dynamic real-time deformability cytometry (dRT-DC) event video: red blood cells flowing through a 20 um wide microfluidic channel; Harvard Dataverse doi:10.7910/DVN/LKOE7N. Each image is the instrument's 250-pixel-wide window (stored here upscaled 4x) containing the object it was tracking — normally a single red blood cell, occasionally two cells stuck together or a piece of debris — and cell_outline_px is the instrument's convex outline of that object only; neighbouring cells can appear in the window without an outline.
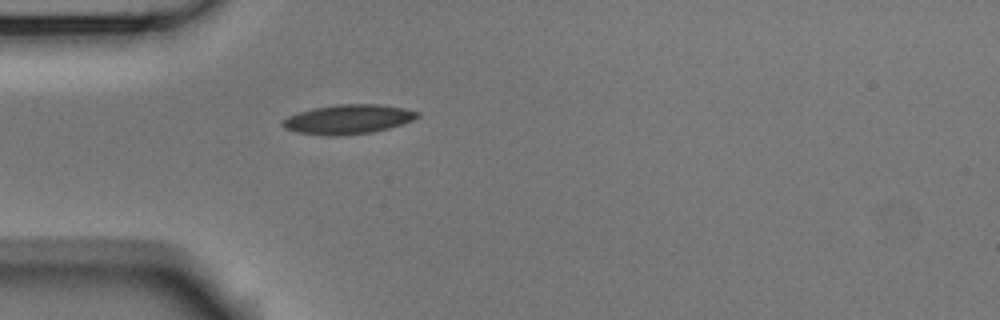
{"species": "Egyptian fruit bat (a non-hibernating species)", "species_latin": "Rousettus aegyptiacus", "temperature_condition": "room temperature", "stored_images_in_passage": 1, "camera_frame_rate_fps": 3000, "um_per_image_px": 0.085, "animal": {"sex": "male"}, "frame": {"image": 1, "passage_image": 1, "time_ms": 0.0, "image_size_px": [1000, 320], "cell_outline_px": [[420, 116], [412, 120], [388, 128], [372, 132], [340, 136], [324, 136], [296, 132], [284, 128], [280, 124], [280, 120], [288, 116], [312, 108], [340, 104], [376, 104], [404, 108], [420, 112]], "centroid_in_image_um": [29.54, 10.15], "position_along_channel_um": 55.5, "area_um2": 23.18}}